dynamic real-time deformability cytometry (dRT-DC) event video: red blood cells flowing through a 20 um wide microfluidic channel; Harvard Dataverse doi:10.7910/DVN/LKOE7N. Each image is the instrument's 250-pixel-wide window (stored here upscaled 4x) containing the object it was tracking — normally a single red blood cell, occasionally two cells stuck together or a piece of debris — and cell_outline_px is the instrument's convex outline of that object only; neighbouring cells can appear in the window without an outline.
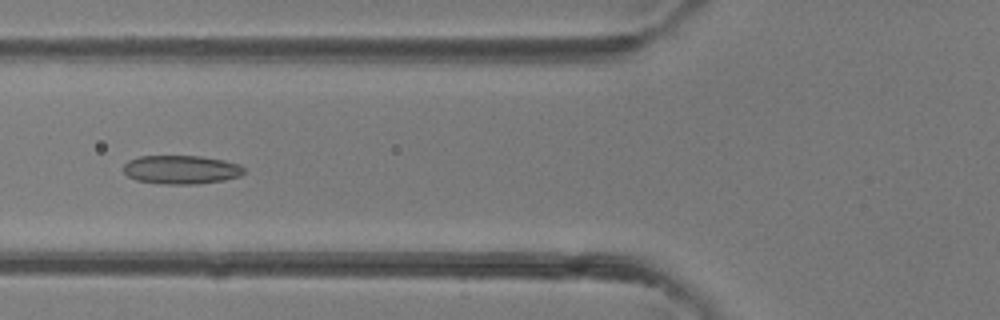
{"species": "common noctule bat (a hibernating species)", "species_latin": "Nyctalus noctula", "temperature_condition": "room temperature", "stored_images_in_passage": 43, "camera_frame_rate_fps": 3000, "um_per_image_px": 0.085, "animal": {"sex": "female"}, "frame": {"image": 1, "passage_image": 16, "time_ms": 5.0, "image_size_px": [1000, 320], "cell_outline_px": [[244, 172], [240, 176], [224, 180], [196, 184], [164, 184], [136, 180], [128, 176], [124, 172], [124, 164], [128, 160], [140, 156], [200, 156], [224, 160], [240, 164], [244, 168]], "centroid_in_image_um": [15.41, 14.42], "position_along_channel_um": 110.4, "area_um2": 20.17}}
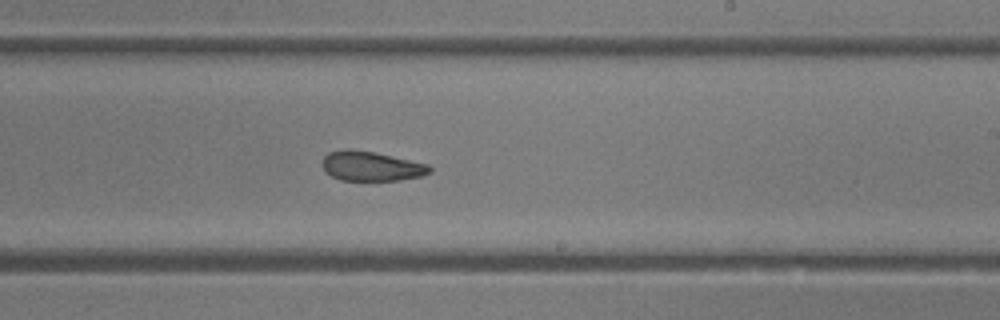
{"frame": {"image": 2, "passage_image": 25, "time_ms": 8.0, "image_size_px": [1000, 320], "cell_outline_px": [[432, 172], [420, 176], [400, 180], [340, 180], [324, 172], [320, 164], [324, 156], [328, 152], [348, 148], [372, 152], [428, 164], [432, 168]], "centroid_in_image_um": [31.5, 14.12], "position_along_channel_um": 257.5, "area_um2": 18.55}}
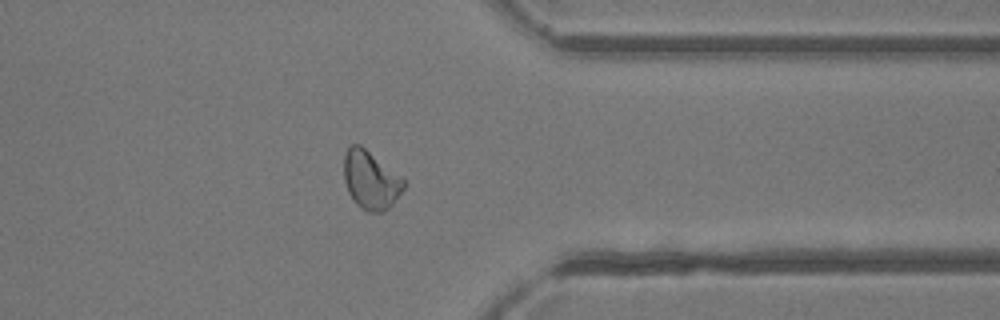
{"frame": {"image": 3, "passage_image": 33, "time_ms": 10.667, "image_size_px": [1000, 320], "cell_outline_px": [[404, 188], [392, 204], [388, 208], [380, 212], [368, 212], [360, 208], [356, 204], [348, 192], [344, 180], [344, 156], [348, 148], [352, 144], [360, 144], [400, 176], [404, 180]], "centroid_in_image_um": [31.48, 15.31], "position_along_channel_um": 379.9, "area_um2": 20.06}}